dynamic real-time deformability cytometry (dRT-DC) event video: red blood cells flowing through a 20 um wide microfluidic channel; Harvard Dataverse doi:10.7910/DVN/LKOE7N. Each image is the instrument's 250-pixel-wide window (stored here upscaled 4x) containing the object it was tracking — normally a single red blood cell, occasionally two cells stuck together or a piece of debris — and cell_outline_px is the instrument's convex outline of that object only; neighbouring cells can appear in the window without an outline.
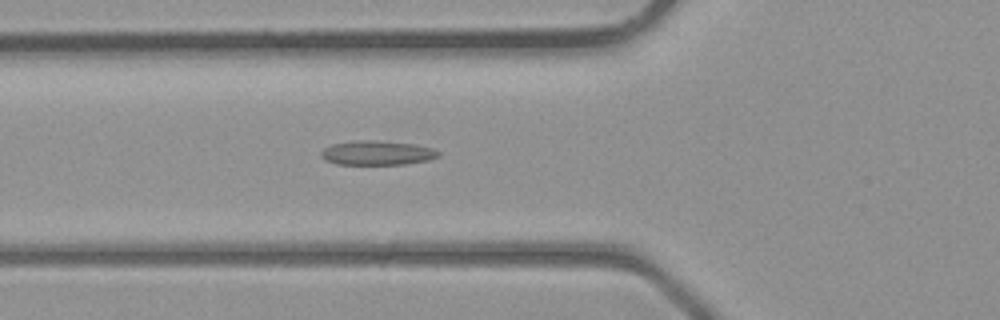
{"species": "common noctule bat (a hibernating species)", "species_latin": "Nyctalus noctula", "temperature_condition": "room temperature", "stored_images_in_passage": 29, "camera_frame_rate_fps": 3000, "um_per_image_px": 0.085, "animal": {"sex": "male", "body_mass_g": 23.1, "forearm_length_mm": 52.7}, "frame": {"image": 1, "passage_image": 4, "time_ms": 1.0, "image_size_px": [1000, 320], "cell_outline_px": [[440, 156], [428, 160], [404, 164], [336, 164], [324, 160], [320, 156], [320, 152], [324, 148], [332, 144], [352, 140], [376, 140], [416, 144], [432, 148], [440, 152]], "centroid_in_image_um": [32.03, 12.98], "position_along_channel_um": 93.8, "area_um2": 16.82}}
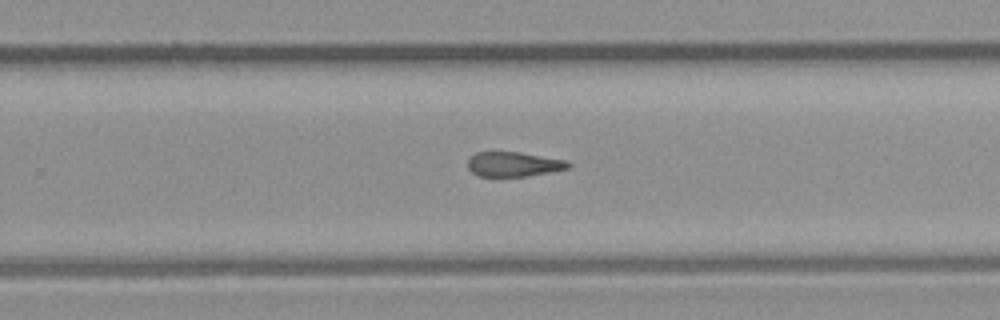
{"frame": {"image": 2, "passage_image": 15, "time_ms": 4.667, "image_size_px": [1000, 320], "cell_outline_px": [[572, 168], [528, 176], [480, 176], [472, 172], [468, 168], [468, 160], [476, 152], [520, 152], [568, 160], [572, 164]], "centroid_in_image_um": [43.73, 13.95], "position_along_channel_um": 286.1, "area_um2": 14.57}}
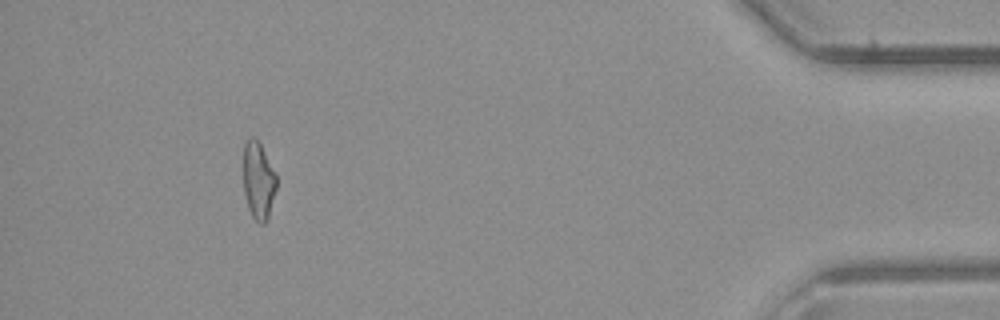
{"frame": {"image": 3, "passage_image": 26, "time_ms": 8.333, "image_size_px": [1000, 320], "cell_outline_px": [[276, 188], [268, 220], [264, 224], [260, 224], [252, 216], [248, 208], [244, 196], [244, 144], [252, 136], [256, 136], [276, 172]], "centroid_in_image_um": [21.97, 15.36], "position_along_channel_um": 413.2, "area_um2": 15.09}}